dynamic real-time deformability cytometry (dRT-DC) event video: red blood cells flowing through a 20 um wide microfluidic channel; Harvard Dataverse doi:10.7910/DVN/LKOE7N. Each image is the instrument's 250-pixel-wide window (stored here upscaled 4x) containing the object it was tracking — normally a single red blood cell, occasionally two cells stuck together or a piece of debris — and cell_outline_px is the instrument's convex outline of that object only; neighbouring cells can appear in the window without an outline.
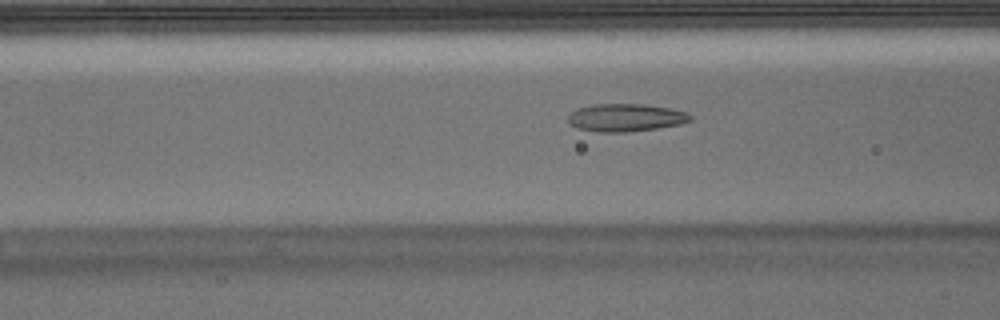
{"species": "Egyptian fruit bat (a non-hibernating species)", "species_latin": "Rousettus aegyptiacus", "temperature_condition": "warm", "stored_images_in_passage": 52, "camera_frame_rate_fps": 3000, "um_per_image_px": 0.085, "animal": {"sex": "male"}, "frame": {"image": 1, "passage_image": 19, "time_ms": 6.0, "image_size_px": [1000, 320], "cell_outline_px": [[692, 120], [680, 124], [656, 128], [628, 132], [600, 132], [576, 128], [568, 120], [568, 116], [576, 108], [592, 104], [644, 104], [672, 108], [688, 112], [692, 116]], "centroid_in_image_um": [53.2, 9.99], "position_along_channel_um": 113.4, "area_um2": 19.88}}
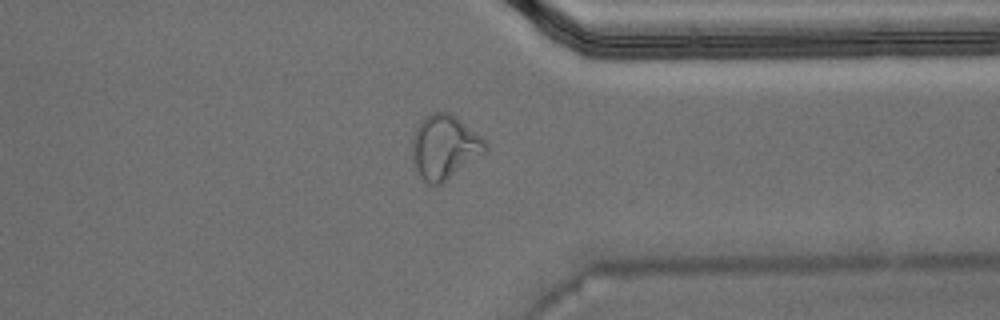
{"frame": {"image": 2, "passage_image": 40, "time_ms": 13.0, "image_size_px": [1000, 320], "cell_outline_px": [[488, 148], [484, 156], [440, 184], [428, 184], [420, 176], [412, 164], [412, 136], [420, 120], [432, 112], [448, 112], [456, 116], [480, 136], [488, 144]], "centroid_in_image_um": [37.79, 12.51], "position_along_channel_um": 373.6, "area_um2": 27.69}}
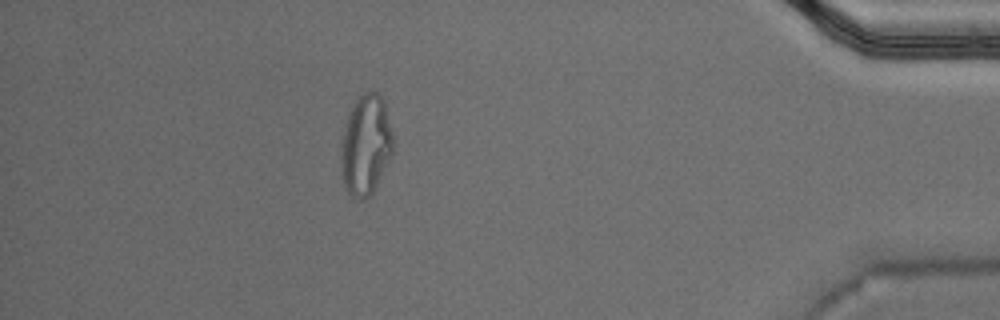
{"frame": {"image": 3, "passage_image": 46, "time_ms": 15.0, "image_size_px": [1000, 320], "cell_outline_px": [[392, 152], [372, 192], [364, 200], [360, 200], [352, 196], [348, 192], [344, 184], [340, 164], [340, 144], [344, 124], [348, 112], [352, 104], [364, 92], [376, 92], [384, 100], [392, 136]], "centroid_in_image_um": [31.04, 12.3], "position_along_channel_um": 404.2, "area_um2": 30.23}, "authors_computed_cell_mechanics": {"area_um2": 19.8832, "velocity_mm_per_s": 3.7798, "shape_relaxation_time_tau1_ms": null, "shape_relaxation_time_tau2_ms": 1.4004, "deformation_change_tau1": null, "deformation_change_tau2": 0.0972}}